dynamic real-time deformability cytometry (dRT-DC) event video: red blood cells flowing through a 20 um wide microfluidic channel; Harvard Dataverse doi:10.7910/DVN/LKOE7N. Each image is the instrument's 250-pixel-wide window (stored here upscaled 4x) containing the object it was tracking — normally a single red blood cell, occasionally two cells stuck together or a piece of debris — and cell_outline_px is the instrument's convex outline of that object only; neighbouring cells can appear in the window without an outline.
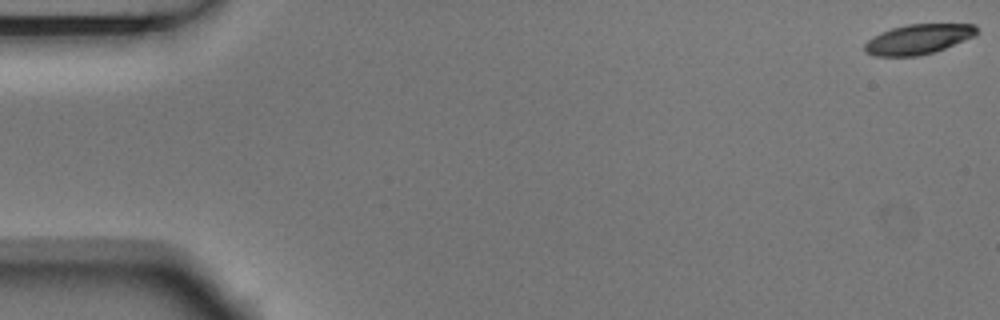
{"species": "Egyptian fruit bat (a non-hibernating species)", "species_latin": "Rousettus aegyptiacus", "temperature_condition": "room temperature", "stored_images_in_passage": 5, "camera_frame_rate_fps": 3000, "um_per_image_px": 0.085, "animal": {"sex": "male"}, "frame": {"image": 1, "passage_image": 1, "time_ms": 0.0, "image_size_px": [1000, 320], "cell_outline_px": [[976, 36], [944, 48], [920, 56], [872, 56], [864, 52], [864, 44], [872, 36], [892, 28], [908, 24], [976, 24]], "centroid_in_image_um": [78.02, 3.34], "position_along_channel_um": 7.0, "area_um2": 19.54}}
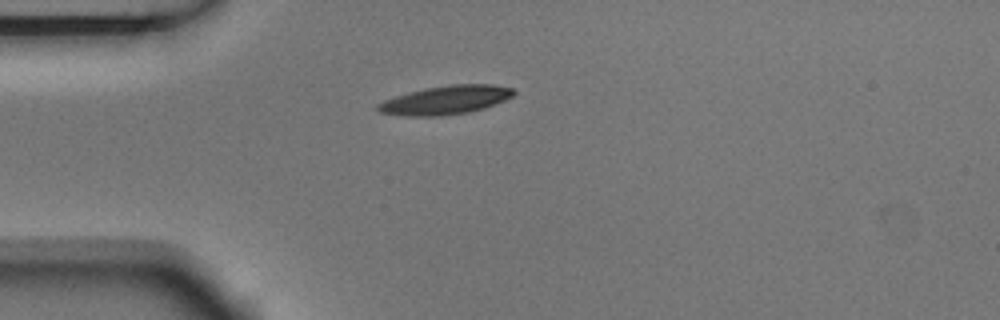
{"frame": {"image": 2, "passage_image": 5, "time_ms": 1.333, "image_size_px": [1000, 320], "cell_outline_px": [[516, 92], [512, 96], [504, 100], [484, 108], [468, 112], [440, 116], [408, 116], [380, 112], [376, 108], [376, 104], [384, 100], [396, 96], [424, 88], [452, 84], [492, 84], [512, 88]], "centroid_in_image_um": [37.87, 8.5], "position_along_channel_um": 47.1, "area_um2": 22.54}}